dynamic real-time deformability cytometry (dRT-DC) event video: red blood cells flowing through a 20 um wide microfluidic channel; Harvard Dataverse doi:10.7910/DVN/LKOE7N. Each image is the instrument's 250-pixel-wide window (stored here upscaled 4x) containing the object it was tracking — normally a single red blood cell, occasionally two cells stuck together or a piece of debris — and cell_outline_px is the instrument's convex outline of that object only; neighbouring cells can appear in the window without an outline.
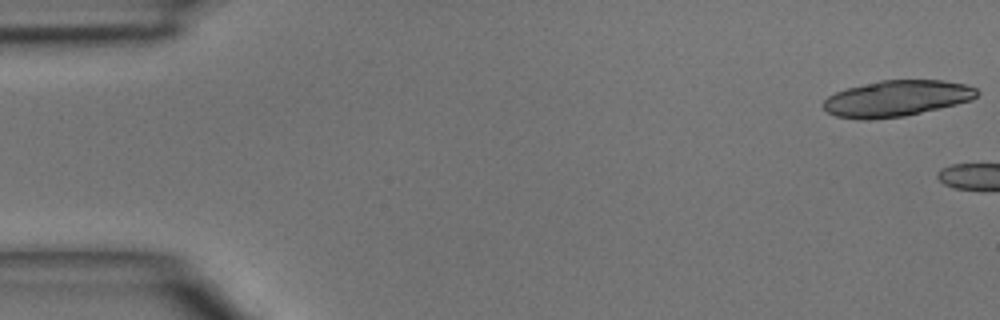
{"species": "common noctule bat (a hibernating species)", "species_latin": "Nyctalus noctula", "temperature_condition": "room temperature", "stored_images_in_passage": 4, "camera_frame_rate_fps": 3000, "um_per_image_px": 0.085, "animal": {"sex": "male", "body_mass_g": 15.6}, "frame": {"image": 1, "passage_image": 1, "time_ms": 0.0, "image_size_px": [1000, 320], "cell_outline_px": [[980, 92], [972, 100], [956, 104], [904, 116], [872, 120], [864, 120], [836, 116], [828, 112], [820, 104], [828, 96], [836, 92], [848, 88], [880, 80], [944, 80], [964, 84], [976, 88]], "centroid_in_image_um": [76.2, 8.37], "position_along_channel_um": 8.8, "area_um2": 32.25}}